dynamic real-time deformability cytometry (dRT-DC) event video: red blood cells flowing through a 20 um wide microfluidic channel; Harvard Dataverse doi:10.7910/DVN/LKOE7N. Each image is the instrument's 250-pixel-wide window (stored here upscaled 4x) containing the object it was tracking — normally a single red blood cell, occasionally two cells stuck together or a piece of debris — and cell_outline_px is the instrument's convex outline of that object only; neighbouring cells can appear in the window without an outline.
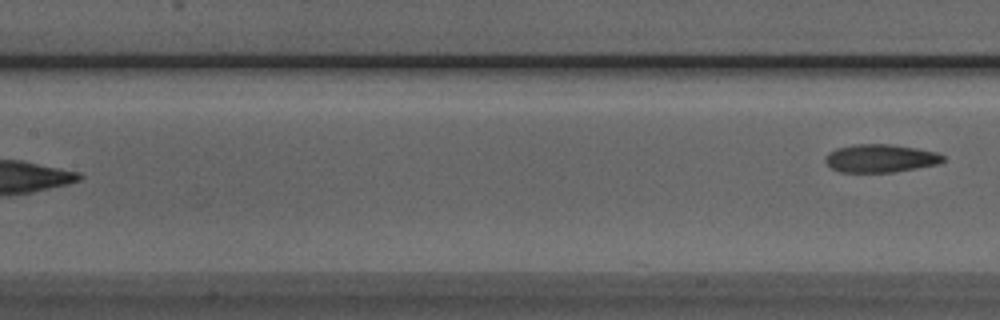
{"species": "Egyptian fruit bat (a non-hibernating species)", "species_latin": "Rousettus aegyptiacus", "temperature_condition": "room temperature", "stored_images_in_passage": 6, "camera_frame_rate_fps": 3000, "um_per_image_px": 0.085, "animal": {"sex": "male"}, "frame": {"image": 1, "passage_image": 6, "time_ms": 1.667, "image_size_px": [1000, 320], "cell_outline_px": [[944, 160], [940, 164], [896, 172], [840, 172], [832, 168], [824, 160], [824, 156], [828, 152], [836, 148], [852, 144], [892, 144], [940, 152], [944, 156]], "centroid_in_image_um": [74.86, 13.45], "position_along_channel_um": 132.5, "area_um2": 19.59}}